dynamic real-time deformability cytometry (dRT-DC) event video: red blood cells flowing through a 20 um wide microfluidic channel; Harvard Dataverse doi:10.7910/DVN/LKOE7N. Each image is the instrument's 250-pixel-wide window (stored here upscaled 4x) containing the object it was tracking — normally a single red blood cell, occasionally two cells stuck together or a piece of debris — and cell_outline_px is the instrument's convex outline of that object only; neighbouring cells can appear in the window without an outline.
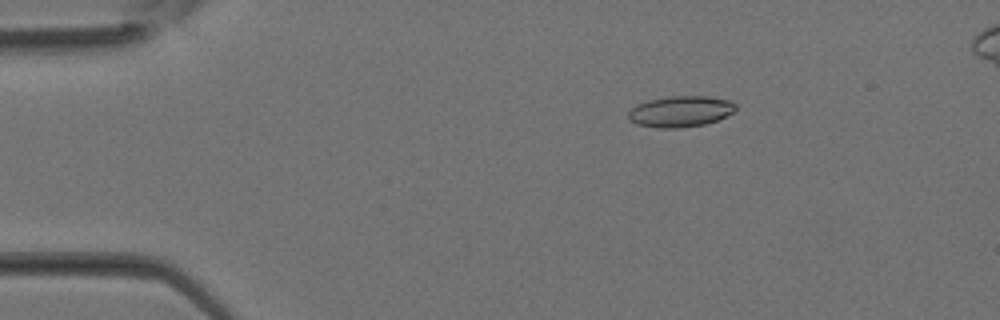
{"species": "Egyptian fruit bat (a non-hibernating species)", "species_latin": "Rousettus aegyptiacus", "temperature_condition": "room temperature", "stored_images_in_passage": 35, "camera_frame_rate_fps": 3000, "um_per_image_px": 0.085, "animal": {"sex": "female"}, "frame": {"image": 1, "passage_image": 6, "time_ms": 1.667, "image_size_px": [1000, 320], "cell_outline_px": [[736, 112], [716, 120], [704, 124], [676, 128], [660, 128], [636, 124], [628, 120], [628, 112], [636, 104], [648, 100], [672, 96], [708, 96], [728, 100], [736, 104]], "centroid_in_image_um": [57.83, 9.47], "position_along_channel_um": 27.2, "area_um2": 19.42}}
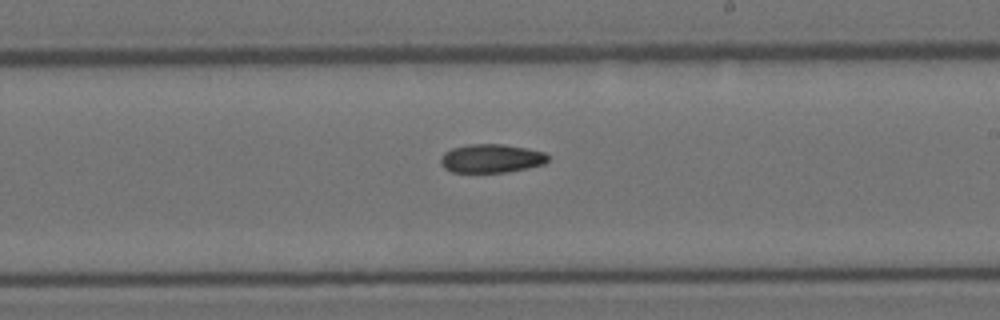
{"frame": {"image": 2, "passage_image": 20, "time_ms": 6.333, "image_size_px": [1000, 320], "cell_outline_px": [[548, 160], [544, 164], [528, 168], [508, 172], [452, 172], [444, 168], [440, 160], [440, 156], [444, 152], [452, 148], [468, 144], [504, 144], [544, 152], [548, 156]], "centroid_in_image_um": [41.74, 13.47], "position_along_channel_um": 247.3, "area_um2": 17.92}}
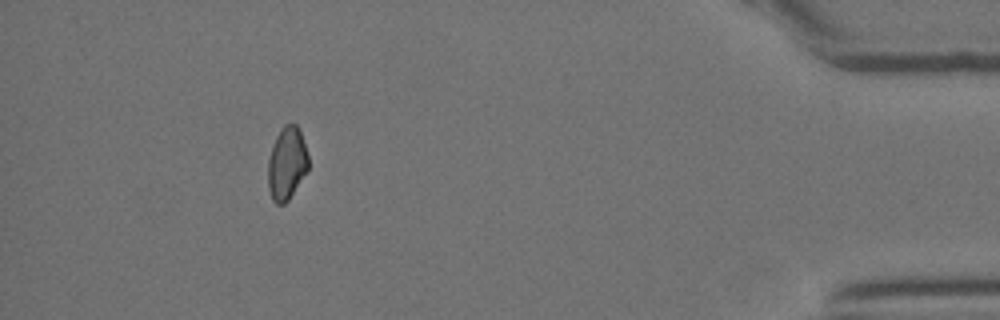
{"frame": {"image": 3, "passage_image": 31, "time_ms": 10.0, "image_size_px": [1000, 320], "cell_outline_px": [[308, 172], [288, 200], [284, 204], [276, 204], [272, 200], [268, 188], [268, 160], [276, 136], [280, 128], [284, 124], [296, 124], [300, 128], [308, 156]], "centroid_in_image_um": [24.39, 13.89], "position_along_channel_um": 410.8, "area_um2": 17.34}}